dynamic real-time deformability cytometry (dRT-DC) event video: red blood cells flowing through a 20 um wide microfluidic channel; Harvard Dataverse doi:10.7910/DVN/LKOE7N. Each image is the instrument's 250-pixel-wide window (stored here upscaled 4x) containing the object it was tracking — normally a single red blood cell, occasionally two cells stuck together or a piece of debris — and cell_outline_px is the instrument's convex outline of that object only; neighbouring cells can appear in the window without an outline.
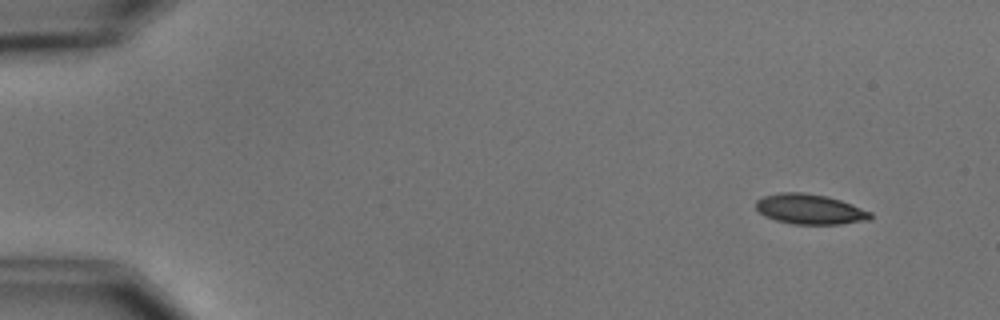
{"species": "common noctule bat (a hibernating species)", "species_latin": "Nyctalus noctula", "temperature_condition": "cold", "stored_images_in_passage": 4, "camera_frame_rate_fps": 3000, "um_per_image_px": 0.085, "animal": {"sex": "male", "body_mass_g": 15.6}, "frame": {"image": 1, "passage_image": 1, "time_ms": 0.0, "image_size_px": [1000, 320], "cell_outline_px": [[872, 216], [868, 220], [840, 224], [792, 224], [776, 220], [764, 216], [756, 208], [756, 200], [764, 196], [780, 192], [804, 192], [824, 196], [840, 200], [852, 204], [872, 212]], "centroid_in_image_um": [68.83, 17.78], "position_along_channel_um": 16.2, "area_um2": 20.06}}
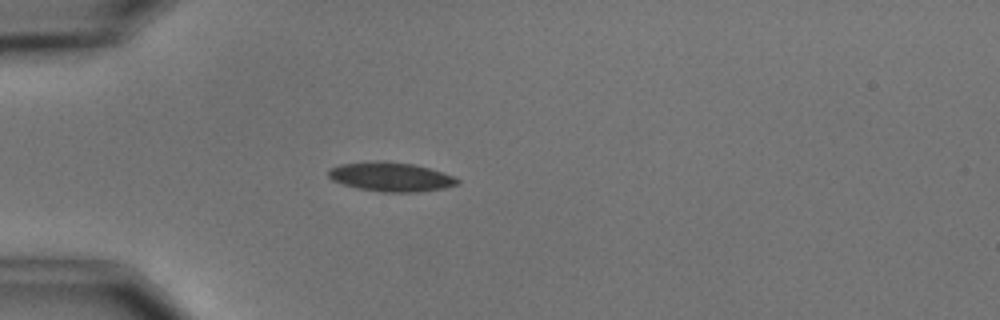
{"frame": {"image": 2, "passage_image": 4, "time_ms": 3.667, "image_size_px": [1000, 320], "cell_outline_px": [[460, 184], [444, 188], [416, 192], [380, 192], [360, 188], [344, 184], [332, 180], [328, 176], [328, 172], [332, 168], [340, 164], [372, 160], [384, 160], [412, 164], [428, 168], [452, 176], [460, 180]], "centroid_in_image_um": [33.21, 15.02], "position_along_channel_um": 51.8, "area_um2": 21.85}}